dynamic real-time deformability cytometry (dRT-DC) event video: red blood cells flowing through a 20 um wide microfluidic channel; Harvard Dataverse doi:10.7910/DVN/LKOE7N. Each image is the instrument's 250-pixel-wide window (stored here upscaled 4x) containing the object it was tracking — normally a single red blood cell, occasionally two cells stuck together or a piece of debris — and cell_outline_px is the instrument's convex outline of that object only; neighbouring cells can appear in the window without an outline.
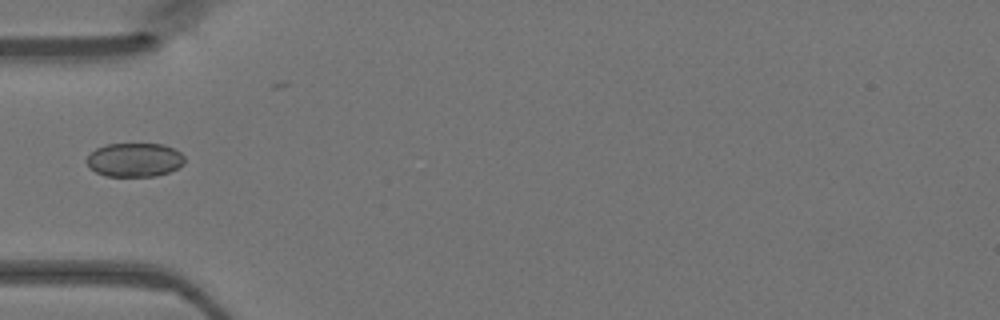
{"species": "Egyptian fruit bat (a non-hibernating species)", "species_latin": "Rousettus aegyptiacus", "temperature_condition": "warm", "stored_images_in_passage": 14, "camera_frame_rate_fps": 3000, "um_per_image_px": 0.085, "animal": {"sex": "female"}, "frame": {"image": 1, "passage_image": 1, "time_ms": 0.0, "image_size_px": [1000, 320], "cell_outline_px": [[184, 164], [168, 172], [156, 176], [104, 176], [96, 172], [84, 160], [96, 148], [108, 144], [164, 144], [180, 152], [184, 156]], "centroid_in_image_um": [11.44, 13.59], "position_along_channel_um": 73.6, "area_um2": 19.25}}